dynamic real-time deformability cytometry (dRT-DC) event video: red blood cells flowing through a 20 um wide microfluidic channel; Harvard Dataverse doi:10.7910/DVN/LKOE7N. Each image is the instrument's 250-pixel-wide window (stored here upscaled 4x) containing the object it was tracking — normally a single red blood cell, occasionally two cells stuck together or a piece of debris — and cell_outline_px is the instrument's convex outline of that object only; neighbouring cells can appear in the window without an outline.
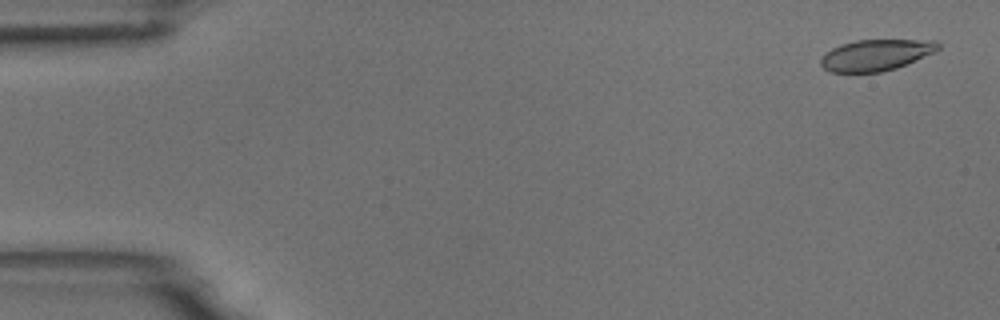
{"species": "common noctule bat (a hibernating species)", "species_latin": "Nyctalus noctula", "temperature_condition": "room temperature", "stored_images_in_passage": 12, "camera_frame_rate_fps": 3000, "um_per_image_px": 0.085, "animal": {"sex": "male", "body_mass_g": 18.8}, "frame": {"image": 1, "passage_image": 2, "time_ms": 0.333, "image_size_px": [1000, 320], "cell_outline_px": [[940, 48], [936, 52], [896, 68], [880, 72], [832, 72], [824, 68], [820, 64], [820, 60], [824, 52], [840, 44], [856, 40], [936, 40], [940, 44]], "centroid_in_image_um": [74.46, 4.67], "position_along_channel_um": 10.5, "area_um2": 21.44}}